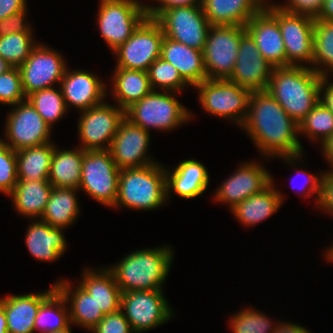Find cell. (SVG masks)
I'll use <instances>...</instances> for the list:
<instances>
[{"label":"cell","instance_id":"obj_49","mask_svg":"<svg viewBox=\"0 0 333 333\" xmlns=\"http://www.w3.org/2000/svg\"><path fill=\"white\" fill-rule=\"evenodd\" d=\"M296 172L301 173L304 177H306V179H304V185H300V189H302L301 192L304 193V196H313V194L315 193V198H316V204H318V200L320 197V189H321V179H322V173H320L319 175H314V174H308V172L304 171L303 169H298ZM307 186H306V185ZM302 187V188H301ZM304 188V189H303ZM297 190V189H296ZM299 191V190H297ZM305 191V192H304ZM307 191V192H306Z\"/></svg>","mask_w":333,"mask_h":333},{"label":"cell","instance_id":"obj_8","mask_svg":"<svg viewBox=\"0 0 333 333\" xmlns=\"http://www.w3.org/2000/svg\"><path fill=\"white\" fill-rule=\"evenodd\" d=\"M119 174L120 169L115 164L109 149L84 150L78 190H83L100 204L114 208Z\"/></svg>","mask_w":333,"mask_h":333},{"label":"cell","instance_id":"obj_57","mask_svg":"<svg viewBox=\"0 0 333 333\" xmlns=\"http://www.w3.org/2000/svg\"><path fill=\"white\" fill-rule=\"evenodd\" d=\"M70 326H71V324L64 329H60V330H56V331H52V332H48V333H72V331H71L72 328Z\"/></svg>","mask_w":333,"mask_h":333},{"label":"cell","instance_id":"obj_46","mask_svg":"<svg viewBox=\"0 0 333 333\" xmlns=\"http://www.w3.org/2000/svg\"><path fill=\"white\" fill-rule=\"evenodd\" d=\"M26 16L27 8L0 20V36L18 32H32V27L25 21Z\"/></svg>","mask_w":333,"mask_h":333},{"label":"cell","instance_id":"obj_36","mask_svg":"<svg viewBox=\"0 0 333 333\" xmlns=\"http://www.w3.org/2000/svg\"><path fill=\"white\" fill-rule=\"evenodd\" d=\"M312 65L311 68L322 77L333 72V21H314Z\"/></svg>","mask_w":333,"mask_h":333},{"label":"cell","instance_id":"obj_4","mask_svg":"<svg viewBox=\"0 0 333 333\" xmlns=\"http://www.w3.org/2000/svg\"><path fill=\"white\" fill-rule=\"evenodd\" d=\"M166 202V169L162 164L120 170L115 209L155 210Z\"/></svg>","mask_w":333,"mask_h":333},{"label":"cell","instance_id":"obj_47","mask_svg":"<svg viewBox=\"0 0 333 333\" xmlns=\"http://www.w3.org/2000/svg\"><path fill=\"white\" fill-rule=\"evenodd\" d=\"M322 175L320 197L316 206L333 215V171H324Z\"/></svg>","mask_w":333,"mask_h":333},{"label":"cell","instance_id":"obj_7","mask_svg":"<svg viewBox=\"0 0 333 333\" xmlns=\"http://www.w3.org/2000/svg\"><path fill=\"white\" fill-rule=\"evenodd\" d=\"M202 108L213 116L244 123L252 91L228 79H206L195 86Z\"/></svg>","mask_w":333,"mask_h":333},{"label":"cell","instance_id":"obj_22","mask_svg":"<svg viewBox=\"0 0 333 333\" xmlns=\"http://www.w3.org/2000/svg\"><path fill=\"white\" fill-rule=\"evenodd\" d=\"M56 289L53 284L43 293L8 295L0 298L4 306L8 333H33L34 321L41 303Z\"/></svg>","mask_w":333,"mask_h":333},{"label":"cell","instance_id":"obj_38","mask_svg":"<svg viewBox=\"0 0 333 333\" xmlns=\"http://www.w3.org/2000/svg\"><path fill=\"white\" fill-rule=\"evenodd\" d=\"M299 134L323 145L333 135V113L319 101L299 123Z\"/></svg>","mask_w":333,"mask_h":333},{"label":"cell","instance_id":"obj_9","mask_svg":"<svg viewBox=\"0 0 333 333\" xmlns=\"http://www.w3.org/2000/svg\"><path fill=\"white\" fill-rule=\"evenodd\" d=\"M244 26L210 25L203 48L207 79H229L234 71Z\"/></svg>","mask_w":333,"mask_h":333},{"label":"cell","instance_id":"obj_50","mask_svg":"<svg viewBox=\"0 0 333 333\" xmlns=\"http://www.w3.org/2000/svg\"><path fill=\"white\" fill-rule=\"evenodd\" d=\"M26 8V0H0V20Z\"/></svg>","mask_w":333,"mask_h":333},{"label":"cell","instance_id":"obj_48","mask_svg":"<svg viewBox=\"0 0 333 333\" xmlns=\"http://www.w3.org/2000/svg\"><path fill=\"white\" fill-rule=\"evenodd\" d=\"M155 1V0H153ZM157 6L145 5L147 16L155 19L163 10L176 6H198L202 5L203 0H156Z\"/></svg>","mask_w":333,"mask_h":333},{"label":"cell","instance_id":"obj_55","mask_svg":"<svg viewBox=\"0 0 333 333\" xmlns=\"http://www.w3.org/2000/svg\"><path fill=\"white\" fill-rule=\"evenodd\" d=\"M0 333H8L6 313L4 306L0 303Z\"/></svg>","mask_w":333,"mask_h":333},{"label":"cell","instance_id":"obj_2","mask_svg":"<svg viewBox=\"0 0 333 333\" xmlns=\"http://www.w3.org/2000/svg\"><path fill=\"white\" fill-rule=\"evenodd\" d=\"M321 80L308 65L275 67L266 90L299 124L320 101Z\"/></svg>","mask_w":333,"mask_h":333},{"label":"cell","instance_id":"obj_44","mask_svg":"<svg viewBox=\"0 0 333 333\" xmlns=\"http://www.w3.org/2000/svg\"><path fill=\"white\" fill-rule=\"evenodd\" d=\"M90 331L92 333H133L121 310L104 315L101 321Z\"/></svg>","mask_w":333,"mask_h":333},{"label":"cell","instance_id":"obj_41","mask_svg":"<svg viewBox=\"0 0 333 333\" xmlns=\"http://www.w3.org/2000/svg\"><path fill=\"white\" fill-rule=\"evenodd\" d=\"M229 321L233 333H272L276 327L267 315L251 307L236 312Z\"/></svg>","mask_w":333,"mask_h":333},{"label":"cell","instance_id":"obj_37","mask_svg":"<svg viewBox=\"0 0 333 333\" xmlns=\"http://www.w3.org/2000/svg\"><path fill=\"white\" fill-rule=\"evenodd\" d=\"M26 99L52 128L67 112L62 90L54 87L45 88L29 94Z\"/></svg>","mask_w":333,"mask_h":333},{"label":"cell","instance_id":"obj_39","mask_svg":"<svg viewBox=\"0 0 333 333\" xmlns=\"http://www.w3.org/2000/svg\"><path fill=\"white\" fill-rule=\"evenodd\" d=\"M33 32H18L0 36V57L12 67H19L37 45L33 40Z\"/></svg>","mask_w":333,"mask_h":333},{"label":"cell","instance_id":"obj_10","mask_svg":"<svg viewBox=\"0 0 333 333\" xmlns=\"http://www.w3.org/2000/svg\"><path fill=\"white\" fill-rule=\"evenodd\" d=\"M163 289L136 290L121 293L120 310L128 320L133 333L146 332L174 316Z\"/></svg>","mask_w":333,"mask_h":333},{"label":"cell","instance_id":"obj_51","mask_svg":"<svg viewBox=\"0 0 333 333\" xmlns=\"http://www.w3.org/2000/svg\"><path fill=\"white\" fill-rule=\"evenodd\" d=\"M320 93V101L333 113V83L329 77H322Z\"/></svg>","mask_w":333,"mask_h":333},{"label":"cell","instance_id":"obj_42","mask_svg":"<svg viewBox=\"0 0 333 333\" xmlns=\"http://www.w3.org/2000/svg\"><path fill=\"white\" fill-rule=\"evenodd\" d=\"M26 100L22 88L21 74L18 67H12L0 74V102L4 105H16Z\"/></svg>","mask_w":333,"mask_h":333},{"label":"cell","instance_id":"obj_26","mask_svg":"<svg viewBox=\"0 0 333 333\" xmlns=\"http://www.w3.org/2000/svg\"><path fill=\"white\" fill-rule=\"evenodd\" d=\"M264 0H203L202 9L210 25L244 26L263 7Z\"/></svg>","mask_w":333,"mask_h":333},{"label":"cell","instance_id":"obj_25","mask_svg":"<svg viewBox=\"0 0 333 333\" xmlns=\"http://www.w3.org/2000/svg\"><path fill=\"white\" fill-rule=\"evenodd\" d=\"M62 230L40 219L33 220L25 235V243L32 257L45 262L58 260L67 247Z\"/></svg>","mask_w":333,"mask_h":333},{"label":"cell","instance_id":"obj_13","mask_svg":"<svg viewBox=\"0 0 333 333\" xmlns=\"http://www.w3.org/2000/svg\"><path fill=\"white\" fill-rule=\"evenodd\" d=\"M155 20L160 24L165 37L203 51L210 23L203 13L202 5L165 9Z\"/></svg>","mask_w":333,"mask_h":333},{"label":"cell","instance_id":"obj_33","mask_svg":"<svg viewBox=\"0 0 333 333\" xmlns=\"http://www.w3.org/2000/svg\"><path fill=\"white\" fill-rule=\"evenodd\" d=\"M78 189L53 187L41 221L52 227L66 228L73 225L80 214V205L76 197Z\"/></svg>","mask_w":333,"mask_h":333},{"label":"cell","instance_id":"obj_6","mask_svg":"<svg viewBox=\"0 0 333 333\" xmlns=\"http://www.w3.org/2000/svg\"><path fill=\"white\" fill-rule=\"evenodd\" d=\"M147 17L145 4L138 0H100L97 27L114 52Z\"/></svg>","mask_w":333,"mask_h":333},{"label":"cell","instance_id":"obj_24","mask_svg":"<svg viewBox=\"0 0 333 333\" xmlns=\"http://www.w3.org/2000/svg\"><path fill=\"white\" fill-rule=\"evenodd\" d=\"M161 58L173 65L190 86L195 87L207 79L203 52L198 49L164 36L161 44Z\"/></svg>","mask_w":333,"mask_h":333},{"label":"cell","instance_id":"obj_16","mask_svg":"<svg viewBox=\"0 0 333 333\" xmlns=\"http://www.w3.org/2000/svg\"><path fill=\"white\" fill-rule=\"evenodd\" d=\"M277 21L286 52V67L311 64L314 47V21L306 15L286 12L277 5Z\"/></svg>","mask_w":333,"mask_h":333},{"label":"cell","instance_id":"obj_53","mask_svg":"<svg viewBox=\"0 0 333 333\" xmlns=\"http://www.w3.org/2000/svg\"><path fill=\"white\" fill-rule=\"evenodd\" d=\"M317 20L333 21V0H324Z\"/></svg>","mask_w":333,"mask_h":333},{"label":"cell","instance_id":"obj_52","mask_svg":"<svg viewBox=\"0 0 333 333\" xmlns=\"http://www.w3.org/2000/svg\"><path fill=\"white\" fill-rule=\"evenodd\" d=\"M272 333H310V331L297 323L278 322Z\"/></svg>","mask_w":333,"mask_h":333},{"label":"cell","instance_id":"obj_11","mask_svg":"<svg viewBox=\"0 0 333 333\" xmlns=\"http://www.w3.org/2000/svg\"><path fill=\"white\" fill-rule=\"evenodd\" d=\"M163 38L160 24L147 17L131 37L114 51L118 58L115 68L148 71L150 65L161 57Z\"/></svg>","mask_w":333,"mask_h":333},{"label":"cell","instance_id":"obj_1","mask_svg":"<svg viewBox=\"0 0 333 333\" xmlns=\"http://www.w3.org/2000/svg\"><path fill=\"white\" fill-rule=\"evenodd\" d=\"M241 128L265 158H282L291 167H294L298 160L301 161L303 147L297 136L299 124L267 90L252 91L248 113Z\"/></svg>","mask_w":333,"mask_h":333},{"label":"cell","instance_id":"obj_23","mask_svg":"<svg viewBox=\"0 0 333 333\" xmlns=\"http://www.w3.org/2000/svg\"><path fill=\"white\" fill-rule=\"evenodd\" d=\"M210 176L206 167L200 161L186 159L175 168H166L167 201L169 194L174 191L180 198L194 199L206 191Z\"/></svg>","mask_w":333,"mask_h":333},{"label":"cell","instance_id":"obj_5","mask_svg":"<svg viewBox=\"0 0 333 333\" xmlns=\"http://www.w3.org/2000/svg\"><path fill=\"white\" fill-rule=\"evenodd\" d=\"M171 91H154L145 95L125 110V118L146 131L153 128L164 132L189 122L192 113L180 103Z\"/></svg>","mask_w":333,"mask_h":333},{"label":"cell","instance_id":"obj_54","mask_svg":"<svg viewBox=\"0 0 333 333\" xmlns=\"http://www.w3.org/2000/svg\"><path fill=\"white\" fill-rule=\"evenodd\" d=\"M321 146L323 150L322 153L324 154L329 165H331L332 169L330 168V170L333 171V135L330 136Z\"/></svg>","mask_w":333,"mask_h":333},{"label":"cell","instance_id":"obj_14","mask_svg":"<svg viewBox=\"0 0 333 333\" xmlns=\"http://www.w3.org/2000/svg\"><path fill=\"white\" fill-rule=\"evenodd\" d=\"M6 119L5 139H0L14 151L51 142L52 128L26 99L13 105Z\"/></svg>","mask_w":333,"mask_h":333},{"label":"cell","instance_id":"obj_20","mask_svg":"<svg viewBox=\"0 0 333 333\" xmlns=\"http://www.w3.org/2000/svg\"><path fill=\"white\" fill-rule=\"evenodd\" d=\"M273 70L246 31L241 36L235 68L228 80L251 91L266 90Z\"/></svg>","mask_w":333,"mask_h":333},{"label":"cell","instance_id":"obj_28","mask_svg":"<svg viewBox=\"0 0 333 333\" xmlns=\"http://www.w3.org/2000/svg\"><path fill=\"white\" fill-rule=\"evenodd\" d=\"M70 284L68 280L64 279L55 282L56 288L64 296L66 302L70 303V323L90 331L101 321L105 314L86 290L79 284L73 290Z\"/></svg>","mask_w":333,"mask_h":333},{"label":"cell","instance_id":"obj_35","mask_svg":"<svg viewBox=\"0 0 333 333\" xmlns=\"http://www.w3.org/2000/svg\"><path fill=\"white\" fill-rule=\"evenodd\" d=\"M68 303L56 288L40 305L34 321L35 332L48 333L68 327L70 323Z\"/></svg>","mask_w":333,"mask_h":333},{"label":"cell","instance_id":"obj_15","mask_svg":"<svg viewBox=\"0 0 333 333\" xmlns=\"http://www.w3.org/2000/svg\"><path fill=\"white\" fill-rule=\"evenodd\" d=\"M18 68L22 88L27 97L31 93L51 88L55 84L60 85L67 64L58 51L38 42L29 57Z\"/></svg>","mask_w":333,"mask_h":333},{"label":"cell","instance_id":"obj_29","mask_svg":"<svg viewBox=\"0 0 333 333\" xmlns=\"http://www.w3.org/2000/svg\"><path fill=\"white\" fill-rule=\"evenodd\" d=\"M274 187V181L264 190L253 194L231 209L244 226H255L278 211L283 203L282 193Z\"/></svg>","mask_w":333,"mask_h":333},{"label":"cell","instance_id":"obj_3","mask_svg":"<svg viewBox=\"0 0 333 333\" xmlns=\"http://www.w3.org/2000/svg\"><path fill=\"white\" fill-rule=\"evenodd\" d=\"M171 247L135 250L108 269L114 274L121 293L163 289L173 261Z\"/></svg>","mask_w":333,"mask_h":333},{"label":"cell","instance_id":"obj_19","mask_svg":"<svg viewBox=\"0 0 333 333\" xmlns=\"http://www.w3.org/2000/svg\"><path fill=\"white\" fill-rule=\"evenodd\" d=\"M150 132L124 119L110 146L112 158L117 167L138 168L156 163L147 154L150 146Z\"/></svg>","mask_w":333,"mask_h":333},{"label":"cell","instance_id":"obj_32","mask_svg":"<svg viewBox=\"0 0 333 333\" xmlns=\"http://www.w3.org/2000/svg\"><path fill=\"white\" fill-rule=\"evenodd\" d=\"M83 158L84 150L81 147L59 150L55 146L48 181L56 188L78 189Z\"/></svg>","mask_w":333,"mask_h":333},{"label":"cell","instance_id":"obj_18","mask_svg":"<svg viewBox=\"0 0 333 333\" xmlns=\"http://www.w3.org/2000/svg\"><path fill=\"white\" fill-rule=\"evenodd\" d=\"M240 166L237 167L238 169L233 175L221 183L213 196L216 202H225L230 206V209L253 194L261 192L273 181L263 164L249 161Z\"/></svg>","mask_w":333,"mask_h":333},{"label":"cell","instance_id":"obj_56","mask_svg":"<svg viewBox=\"0 0 333 333\" xmlns=\"http://www.w3.org/2000/svg\"><path fill=\"white\" fill-rule=\"evenodd\" d=\"M11 68L12 66L5 59L0 57V74L5 73Z\"/></svg>","mask_w":333,"mask_h":333},{"label":"cell","instance_id":"obj_45","mask_svg":"<svg viewBox=\"0 0 333 333\" xmlns=\"http://www.w3.org/2000/svg\"><path fill=\"white\" fill-rule=\"evenodd\" d=\"M288 1V2H287ZM279 5L283 10L292 14L306 15L316 19L321 12L324 0H287Z\"/></svg>","mask_w":333,"mask_h":333},{"label":"cell","instance_id":"obj_21","mask_svg":"<svg viewBox=\"0 0 333 333\" xmlns=\"http://www.w3.org/2000/svg\"><path fill=\"white\" fill-rule=\"evenodd\" d=\"M94 73L83 69L65 70L60 82L66 108L73 106L80 111L97 106L107 98L106 84Z\"/></svg>","mask_w":333,"mask_h":333},{"label":"cell","instance_id":"obj_43","mask_svg":"<svg viewBox=\"0 0 333 333\" xmlns=\"http://www.w3.org/2000/svg\"><path fill=\"white\" fill-rule=\"evenodd\" d=\"M17 180L16 151L0 140V192L9 195Z\"/></svg>","mask_w":333,"mask_h":333},{"label":"cell","instance_id":"obj_17","mask_svg":"<svg viewBox=\"0 0 333 333\" xmlns=\"http://www.w3.org/2000/svg\"><path fill=\"white\" fill-rule=\"evenodd\" d=\"M264 59L275 67H286V52L277 21V4L267 2L245 25Z\"/></svg>","mask_w":333,"mask_h":333},{"label":"cell","instance_id":"obj_27","mask_svg":"<svg viewBox=\"0 0 333 333\" xmlns=\"http://www.w3.org/2000/svg\"><path fill=\"white\" fill-rule=\"evenodd\" d=\"M79 285L95 300L98 307L106 314L120 310L121 291L114 274L106 267L100 270L84 268Z\"/></svg>","mask_w":333,"mask_h":333},{"label":"cell","instance_id":"obj_34","mask_svg":"<svg viewBox=\"0 0 333 333\" xmlns=\"http://www.w3.org/2000/svg\"><path fill=\"white\" fill-rule=\"evenodd\" d=\"M54 148L49 142L16 151L18 180H48Z\"/></svg>","mask_w":333,"mask_h":333},{"label":"cell","instance_id":"obj_40","mask_svg":"<svg viewBox=\"0 0 333 333\" xmlns=\"http://www.w3.org/2000/svg\"><path fill=\"white\" fill-rule=\"evenodd\" d=\"M149 82L152 90L180 93L189 84L181 77L178 70L161 57L156 59L148 69ZM157 88V89H156Z\"/></svg>","mask_w":333,"mask_h":333},{"label":"cell","instance_id":"obj_12","mask_svg":"<svg viewBox=\"0 0 333 333\" xmlns=\"http://www.w3.org/2000/svg\"><path fill=\"white\" fill-rule=\"evenodd\" d=\"M78 136L83 150H108L121 122L125 110L106 100L87 110L80 111Z\"/></svg>","mask_w":333,"mask_h":333},{"label":"cell","instance_id":"obj_30","mask_svg":"<svg viewBox=\"0 0 333 333\" xmlns=\"http://www.w3.org/2000/svg\"><path fill=\"white\" fill-rule=\"evenodd\" d=\"M53 189L48 180H17L15 188L8 195L11 197L14 209L29 219H41L50 193Z\"/></svg>","mask_w":333,"mask_h":333},{"label":"cell","instance_id":"obj_31","mask_svg":"<svg viewBox=\"0 0 333 333\" xmlns=\"http://www.w3.org/2000/svg\"><path fill=\"white\" fill-rule=\"evenodd\" d=\"M113 74L112 96L123 110L152 91L147 71L115 68Z\"/></svg>","mask_w":333,"mask_h":333}]
</instances>
